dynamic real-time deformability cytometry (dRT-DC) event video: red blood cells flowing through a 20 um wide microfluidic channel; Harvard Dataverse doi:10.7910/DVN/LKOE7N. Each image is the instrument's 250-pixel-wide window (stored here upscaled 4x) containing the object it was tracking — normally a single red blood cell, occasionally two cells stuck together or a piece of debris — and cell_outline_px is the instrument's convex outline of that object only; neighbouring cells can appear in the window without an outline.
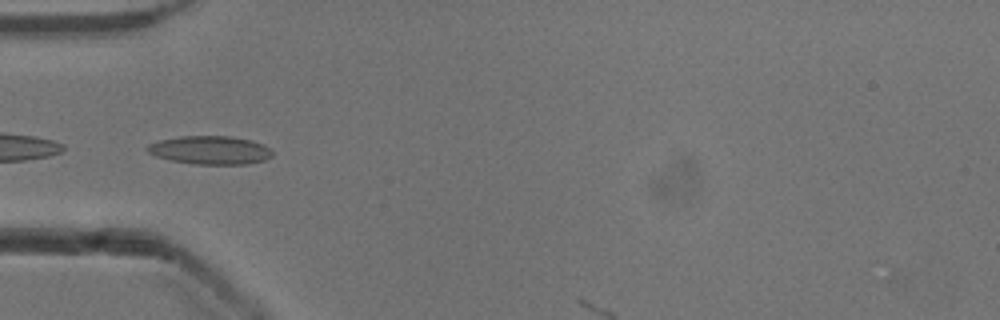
{"species": "common noctule bat (a hibernating species)", "species_latin": "Nyctalus noctula", "temperature_condition": "cold", "stored_images_in_passage": 20, "camera_frame_rate_fps": 3000, "um_per_image_px": 0.085, "animal": {"sex": "male", "body_mass_g": 13.3}, "frame": {"image": 1, "passage_image": 17, "time_ms": 5.333, "image_size_px": [1000, 320], "cell_outline_px": [[272, 156], [264, 160], [248, 164], [196, 164], [168, 160], [156, 156], [148, 152], [144, 148], [148, 144], [160, 140], [180, 136], [232, 136], [252, 140], [264, 144], [272, 148]], "centroid_in_image_um": [17.88, 12.75], "position_along_channel_um": 67.1, "area_um2": 20.92}}